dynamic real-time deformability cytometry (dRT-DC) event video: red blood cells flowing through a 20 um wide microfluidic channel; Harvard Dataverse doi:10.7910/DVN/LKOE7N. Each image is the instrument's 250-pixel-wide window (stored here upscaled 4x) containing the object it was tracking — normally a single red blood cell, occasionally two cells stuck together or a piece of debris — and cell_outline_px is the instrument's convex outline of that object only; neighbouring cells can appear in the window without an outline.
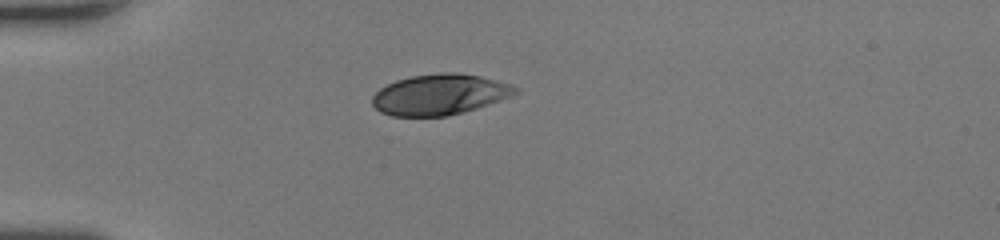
{"species": "human", "species_latin": "Homo sapiens", "temperature_condition": "room temperature", "stored_images_in_passage": 36, "camera_frame_rate_fps": 3000, "um_per_image_px": 0.085, "donor": {"sex": "female"}, "frame": {"image": 1, "passage_image": 1, "time_ms": 0.0, "image_size_px": [1000, 240], "cell_outline_px": [[520, 92], [488, 104], [464, 112], [448, 116], [392, 116], [380, 112], [372, 104], [372, 96], [380, 88], [396, 80], [412, 76], [444, 72], [456, 72], [480, 76], [496, 80], [520, 88]], "centroid_in_image_um": [37.36, 8.03], "position_along_channel_um": 47.6, "area_um2": 33.81}}
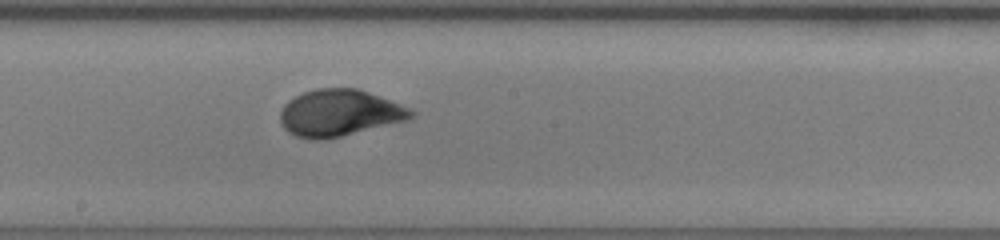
{"frame": {"image": 2, "passage_image": 15, "time_ms": 4.667, "image_size_px": [1000, 240], "cell_outline_px": [[416, 116], [408, 120], [324, 140], [308, 140], [296, 136], [288, 132], [280, 124], [280, 112], [284, 104], [288, 100], [304, 92], [316, 88], [360, 88], [380, 96], [408, 108], [416, 112]], "centroid_in_image_um": [28.83, 9.6], "position_along_channel_um": 219.4, "area_um2": 35.78}}
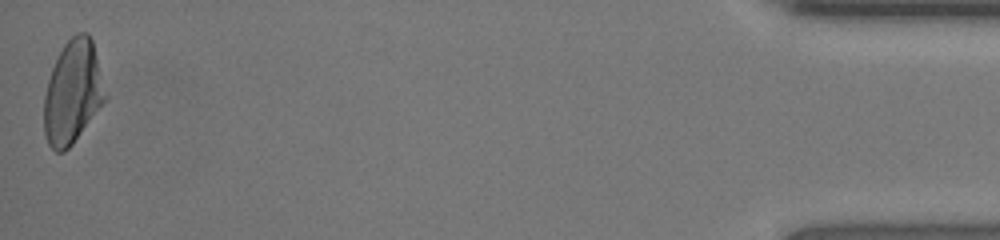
{"frame": {"image": 3, "passage_image": 36, "time_ms": 11.667, "image_size_px": [1000, 240], "cell_outline_px": [[104, 100], [72, 144], [64, 152], [56, 152], [48, 144], [44, 132], [44, 96], [48, 80], [52, 68], [64, 44], [76, 32], [88, 32], [92, 40], [104, 96]], "centroid_in_image_um": [6.11, 7.85], "position_along_channel_um": 429.1, "area_um2": 35.55}, "authors_computed_cell_mechanics": {"area_um2": 35.1713, "velocity_mm_per_s": 4.2508, "shape_relaxation_time_tau1_ms": 3.9854, "shape_relaxation_time_tau2_ms": null, "deformation_change_tau1": 0.1882, "deformation_change_tau2": null}}